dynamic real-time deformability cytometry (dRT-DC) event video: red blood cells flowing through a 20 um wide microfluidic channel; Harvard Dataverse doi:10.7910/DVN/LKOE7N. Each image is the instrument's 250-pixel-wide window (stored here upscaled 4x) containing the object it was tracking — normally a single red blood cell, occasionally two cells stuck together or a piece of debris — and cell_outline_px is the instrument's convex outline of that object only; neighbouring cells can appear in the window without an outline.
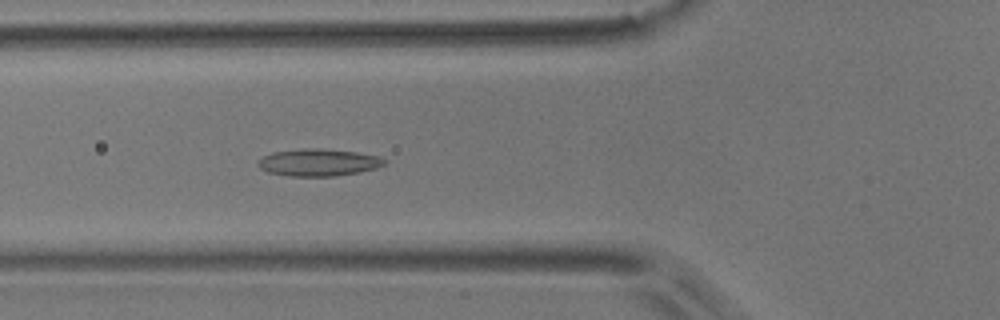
{"species": "common noctule bat (a hibernating species)", "species_latin": "Nyctalus noctula", "temperature_condition": "room temperature", "stored_images_in_passage": 53, "camera_frame_rate_fps": 3000, "um_per_image_px": 0.085, "animal": {"sex": "male", "body_mass_g": 17.9}, "frame": {"image": 1, "passage_image": 19, "time_ms": 6.0, "image_size_px": [1000, 320], "cell_outline_px": [[388, 160], [384, 164], [376, 168], [360, 172], [332, 176], [288, 176], [268, 172], [260, 168], [256, 164], [256, 160], [272, 152], [304, 148], [316, 148], [356, 152], [380, 156]], "centroid_in_image_um": [27.05, 13.8], "position_along_channel_um": 98.7, "area_um2": 20.11}}
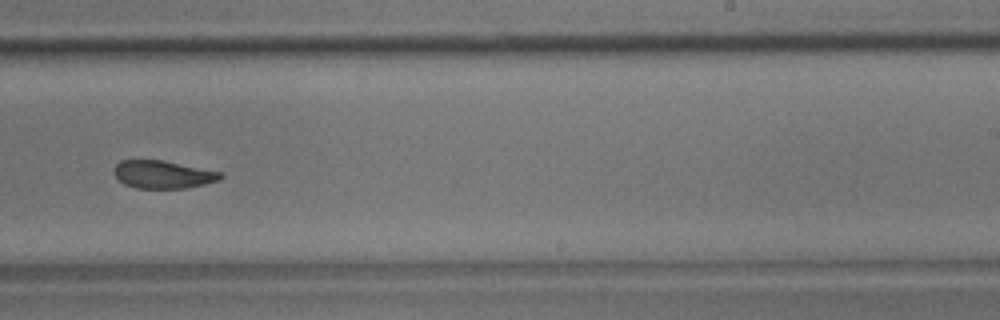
{"frame": {"image": 2, "passage_image": 33, "time_ms": 10.667, "image_size_px": [1000, 320], "cell_outline_px": [[224, 176], [220, 180], [188, 188], [136, 188], [124, 184], [112, 172], [112, 168], [120, 160], [160, 160], [224, 172]], "centroid_in_image_um": [13.86, 14.83], "position_along_channel_um": 275.1, "area_um2": 17.4}}
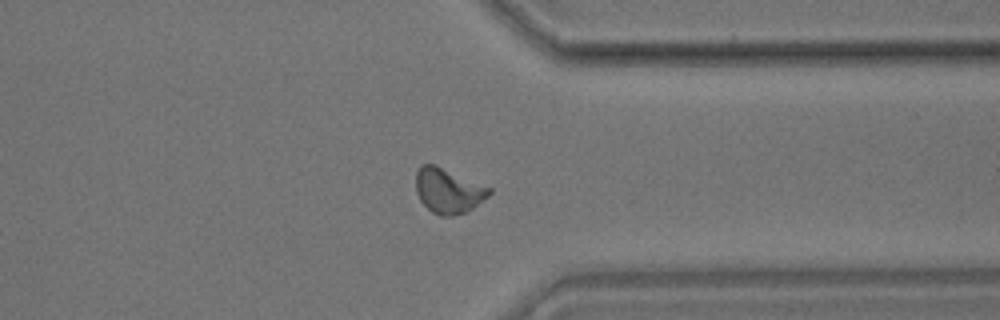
{"frame": {"image": 3, "passage_image": 41, "time_ms": 13.333, "image_size_px": [1000, 320], "cell_outline_px": [[492, 192], [488, 196], [472, 208], [464, 212], [452, 216], [440, 216], [432, 212], [420, 200], [416, 192], [416, 172], [420, 164], [436, 164], [492, 188]], "centroid_in_image_um": [38.09, 16.19], "position_along_channel_um": 373.3, "area_um2": 19.25}, "authors_computed_cell_mechanics": {"area_um2": 18.7272, "velocity_mm_per_s": 3.7782, "shape_relaxation_time_tau1_ms": 10.3532, "shape_relaxation_time_tau2_ms": 2.628, "deformation_change_tau1": 0.1813, "deformation_change_tau2": 0.0982}}